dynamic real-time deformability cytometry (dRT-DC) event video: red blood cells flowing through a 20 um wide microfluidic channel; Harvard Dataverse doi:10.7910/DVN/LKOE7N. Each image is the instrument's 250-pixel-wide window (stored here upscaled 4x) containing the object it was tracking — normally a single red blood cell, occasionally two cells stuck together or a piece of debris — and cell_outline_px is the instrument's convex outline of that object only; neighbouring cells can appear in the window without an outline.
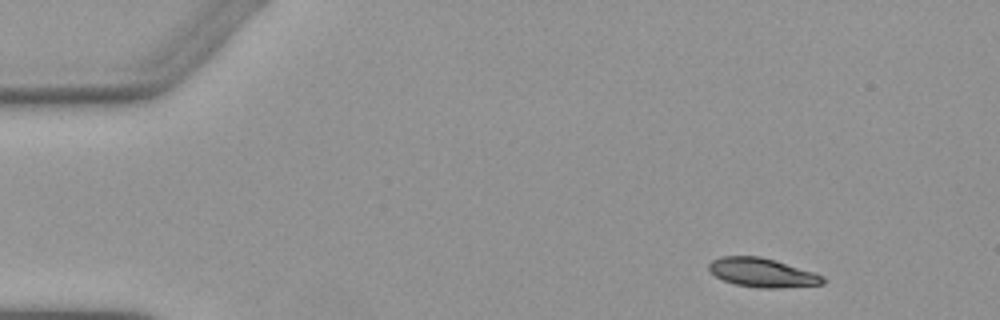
{"species": "Egyptian fruit bat (a non-hibernating species)", "species_latin": "Rousettus aegyptiacus", "temperature_condition": "warm", "stored_images_in_passage": 4, "camera_frame_rate_fps": 3000, "um_per_image_px": 0.085, "animal": {"sex": "female"}, "frame": {"image": 1, "passage_image": 1, "time_ms": 0.0, "image_size_px": [1000, 320], "cell_outline_px": [[828, 280], [824, 284], [780, 288], [760, 288], [736, 284], [724, 280], [716, 276], [708, 268], [708, 264], [712, 260], [720, 256], [760, 256], [812, 272], [824, 276]], "centroid_in_image_um": [64.8, 23.18], "position_along_channel_um": 20.2, "area_um2": 19.07}}